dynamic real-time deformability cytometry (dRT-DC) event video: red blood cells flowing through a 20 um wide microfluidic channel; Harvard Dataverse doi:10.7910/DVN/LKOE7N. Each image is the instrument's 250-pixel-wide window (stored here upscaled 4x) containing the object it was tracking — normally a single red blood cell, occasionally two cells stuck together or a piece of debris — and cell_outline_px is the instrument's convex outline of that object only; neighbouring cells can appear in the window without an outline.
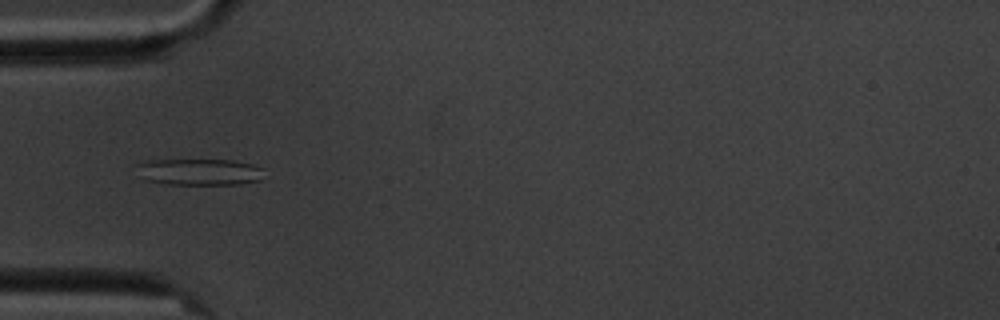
{"species": "common noctule bat (a hibernating species)", "species_latin": "Nyctalus noctula", "temperature_condition": "cold", "stored_images_in_passage": 7, "camera_frame_rate_fps": 3000, "um_per_image_px": 0.085, "animal": {"sex": "male", "body_mass_g": 20.1, "forearm_length_mm": 53.5}, "frame": {"image": 1, "passage_image": 5, "time_ms": 4.333, "image_size_px": [1000, 320], "cell_outline_px": [[264, 168], [260, 180], [240, 184], [164, 184], [144, 180], [136, 176], [136, 164], [144, 160], [232, 160], [252, 164]], "centroid_in_image_um": [16.85, 14.61], "position_along_channel_um": 68.1, "area_um2": 20.06}}
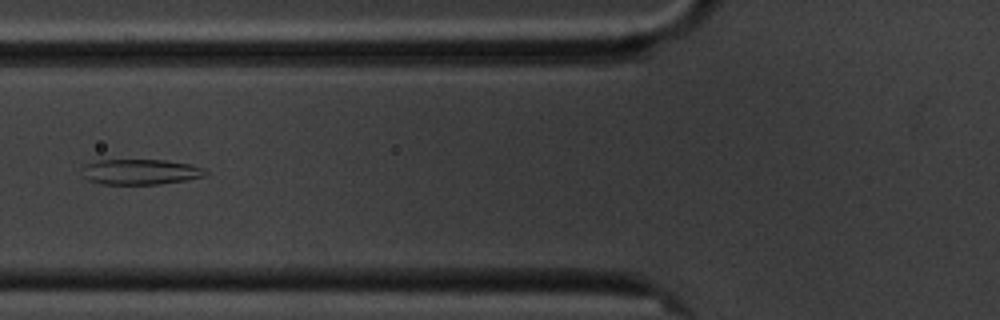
{"frame": {"image": 2, "passage_image": 6, "time_ms": 5.667, "image_size_px": [1000, 320], "cell_outline_px": [[208, 172], [204, 176], [184, 180], [160, 184], [104, 184], [88, 180], [84, 176], [80, 168], [84, 164], [100, 160], [164, 160], [192, 164], [204, 168]], "centroid_in_image_um": [11.92, 14.6], "position_along_channel_um": 113.9, "area_um2": 18.32}}